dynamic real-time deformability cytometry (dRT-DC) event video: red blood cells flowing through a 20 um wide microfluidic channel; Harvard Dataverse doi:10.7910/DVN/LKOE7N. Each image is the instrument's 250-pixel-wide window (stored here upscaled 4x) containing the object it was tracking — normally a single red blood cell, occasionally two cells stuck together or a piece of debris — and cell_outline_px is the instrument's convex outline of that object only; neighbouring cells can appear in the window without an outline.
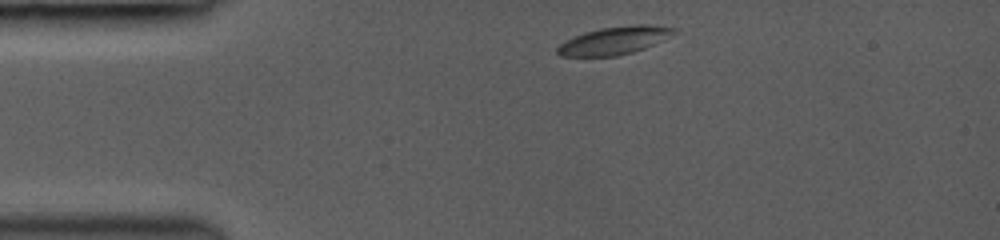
{"species": "common noctule bat (a hibernating species)", "species_latin": "Nyctalus noctula", "temperature_condition": "room temperature", "stored_images_in_passage": 26, "camera_frame_rate_fps": 3000, "um_per_image_px": 0.085, "animal": {"sex": "female", "body_mass_g": 19.0, "forearm_length_mm": 53.3}, "frame": {"image": 1, "passage_image": 1, "time_ms": 0.0, "image_size_px": [1000, 240], "cell_outline_px": [[680, 32], [644, 48], [632, 52], [616, 56], [560, 56], [556, 52], [556, 48], [560, 44], [584, 32], [600, 28], [632, 24], [648, 24], [676, 28]], "centroid_in_image_um": [52.27, 3.43], "position_along_channel_um": 32.7, "area_um2": 18.9}}
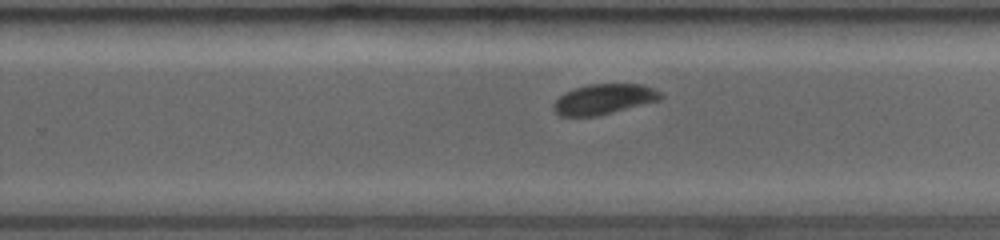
{"frame": {"image": 2, "passage_image": 17, "time_ms": 7.0, "image_size_px": [1000, 240], "cell_outline_px": [[664, 96], [660, 100], [600, 116], [560, 116], [552, 108], [552, 104], [564, 92], [588, 84], [644, 84], [664, 92]], "centroid_in_image_um": [51.38, 8.43], "position_along_channel_um": 278.4, "area_um2": 19.19}}
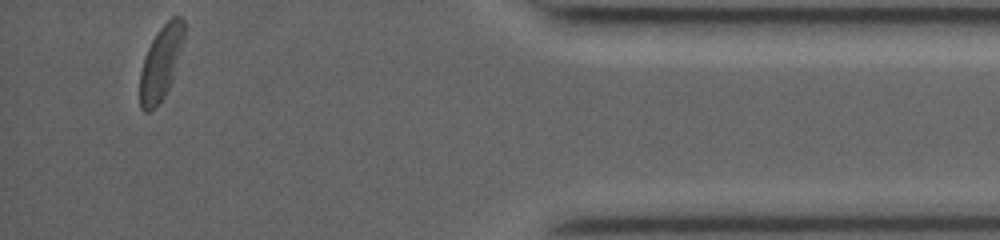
{"frame": {"image": 3, "passage_image": 26, "time_ms": 11.333, "image_size_px": [1000, 240], "cell_outline_px": [[184, 40], [172, 80], [164, 96], [148, 112], [144, 112], [140, 108], [140, 72], [144, 56], [156, 32], [172, 16], [180, 16], [184, 20]], "centroid_in_image_um": [13.67, 5.31], "position_along_channel_um": 421.5, "area_um2": 18.84}, "authors_computed_cell_mechanics": {"area_um2": 19.6809, "velocity_mm_per_s": 4.1548, "shape_relaxation_time_tau1_ms": 2.5371, "shape_relaxation_time_tau2_ms": 1.306, "deformation_change_tau1": 0.0809, "deformation_change_tau2": 0.0365}}